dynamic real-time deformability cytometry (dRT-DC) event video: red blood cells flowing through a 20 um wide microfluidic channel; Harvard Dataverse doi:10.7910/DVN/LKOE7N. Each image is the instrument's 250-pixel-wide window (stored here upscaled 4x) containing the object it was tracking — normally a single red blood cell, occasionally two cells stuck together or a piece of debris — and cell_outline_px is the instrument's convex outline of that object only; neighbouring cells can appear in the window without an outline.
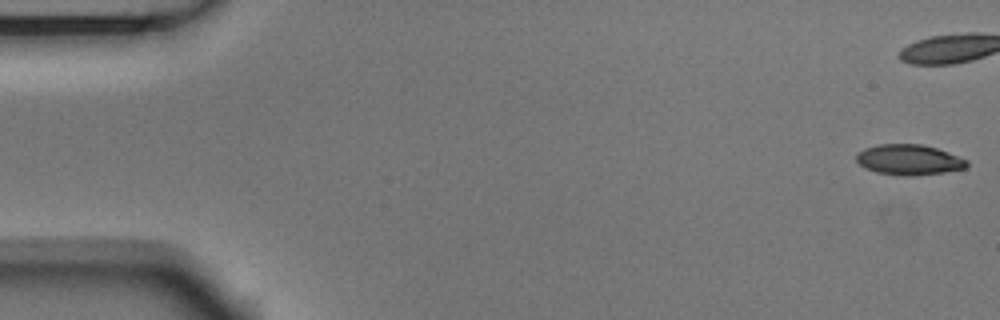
{"species": "Egyptian fruit bat (a non-hibernating species)", "species_latin": "Rousettus aegyptiacus", "temperature_condition": "room temperature", "stored_images_in_passage": 43, "camera_frame_rate_fps": 3000, "um_per_image_px": 0.085, "animal": {"sex": "male"}, "frame": {"image": 1, "passage_image": 1, "time_ms": 0.0, "image_size_px": [1000, 320], "cell_outline_px": [[968, 164], [964, 168], [944, 172], [908, 176], [876, 172], [864, 168], [856, 160], [856, 156], [864, 148], [880, 144], [920, 144], [936, 148], [948, 152], [968, 160]], "centroid_in_image_um": [77.25, 13.57], "position_along_channel_um": 7.7, "area_um2": 19.36}}
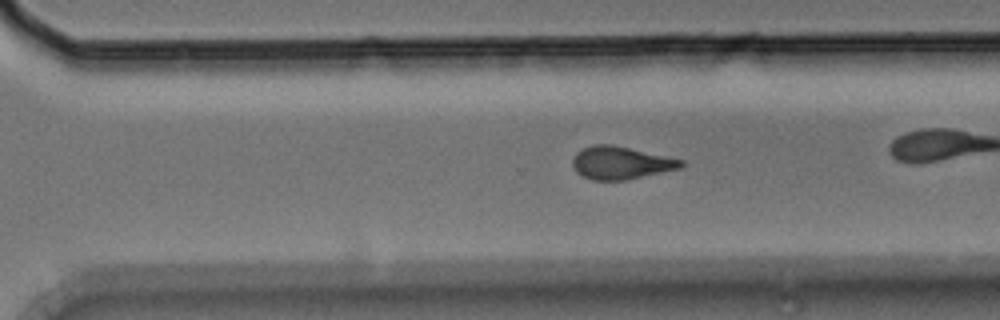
{"frame": {"image": 2, "passage_image": 37, "time_ms": 12.0, "image_size_px": [1000, 320], "cell_outline_px": [[684, 164], [680, 168], [624, 180], [592, 180], [576, 172], [572, 164], [572, 160], [576, 152], [584, 148], [596, 144], [612, 144], [684, 160]], "centroid_in_image_um": [52.74, 13.83], "position_along_channel_um": 317.9, "area_um2": 20.46}, "authors_computed_cell_mechanics": {"area_um2": 20.9814, "velocity_mm_per_s": 3.7345, "shape_relaxation_time_tau1_ms": 5.8618, "shape_relaxation_time_tau2_ms": 3.3621, "deformation_change_tau1": 0.1594, "deformation_change_tau2": 0.1192}}